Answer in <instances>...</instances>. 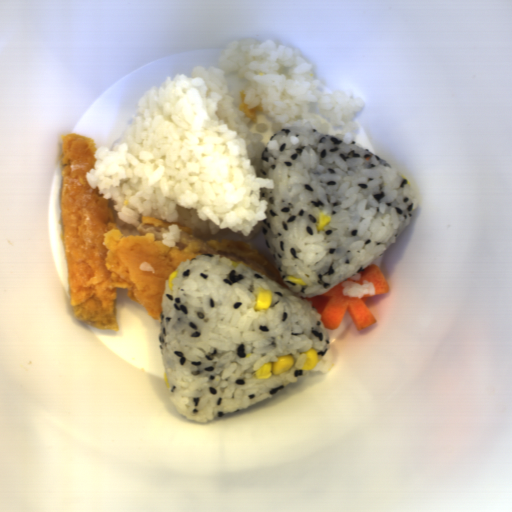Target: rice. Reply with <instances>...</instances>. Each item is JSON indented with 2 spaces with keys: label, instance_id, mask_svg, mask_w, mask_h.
<instances>
[{
  "label": "rice",
  "instance_id": "obj_2",
  "mask_svg": "<svg viewBox=\"0 0 512 512\" xmlns=\"http://www.w3.org/2000/svg\"><path fill=\"white\" fill-rule=\"evenodd\" d=\"M362 97L327 88L315 65L274 39L226 45L212 64L167 78L144 92L118 142L95 149L85 175L112 203L118 229L140 236L153 216L199 238L242 242L262 231L269 202L257 176L271 136L298 120L321 133L358 140Z\"/></svg>",
  "mask_w": 512,
  "mask_h": 512
},
{
  "label": "rice",
  "instance_id": "obj_5",
  "mask_svg": "<svg viewBox=\"0 0 512 512\" xmlns=\"http://www.w3.org/2000/svg\"><path fill=\"white\" fill-rule=\"evenodd\" d=\"M348 278H350L351 280H355L356 281V280L361 279V275H360L359 272H357V273L353 274L352 276H350Z\"/></svg>",
  "mask_w": 512,
  "mask_h": 512
},
{
  "label": "rice",
  "instance_id": "obj_1",
  "mask_svg": "<svg viewBox=\"0 0 512 512\" xmlns=\"http://www.w3.org/2000/svg\"><path fill=\"white\" fill-rule=\"evenodd\" d=\"M341 134H325L297 120L272 134L256 177L267 218L261 231L283 288L274 279L219 254L181 261L164 283L158 335L168 402L189 421L207 422L247 410L295 384L308 372L328 373L336 359L312 301L396 244L410 226L420 196L409 179L380 156ZM331 216L318 231L320 211ZM286 275L302 278L296 285ZM272 290L268 310L255 311L253 292ZM303 297V298H301ZM316 349L312 370H301ZM295 365L268 380L252 378L276 355Z\"/></svg>",
  "mask_w": 512,
  "mask_h": 512
},
{
  "label": "rice",
  "instance_id": "obj_3",
  "mask_svg": "<svg viewBox=\"0 0 512 512\" xmlns=\"http://www.w3.org/2000/svg\"><path fill=\"white\" fill-rule=\"evenodd\" d=\"M342 285V296H349L354 299H361L364 296L373 297L376 293L375 286L372 280H365L363 284H355L350 280H343L340 282Z\"/></svg>",
  "mask_w": 512,
  "mask_h": 512
},
{
  "label": "rice",
  "instance_id": "obj_4",
  "mask_svg": "<svg viewBox=\"0 0 512 512\" xmlns=\"http://www.w3.org/2000/svg\"><path fill=\"white\" fill-rule=\"evenodd\" d=\"M181 228L177 224H171L165 232L161 234V244L165 246L174 247L181 237Z\"/></svg>",
  "mask_w": 512,
  "mask_h": 512
}]
</instances>
